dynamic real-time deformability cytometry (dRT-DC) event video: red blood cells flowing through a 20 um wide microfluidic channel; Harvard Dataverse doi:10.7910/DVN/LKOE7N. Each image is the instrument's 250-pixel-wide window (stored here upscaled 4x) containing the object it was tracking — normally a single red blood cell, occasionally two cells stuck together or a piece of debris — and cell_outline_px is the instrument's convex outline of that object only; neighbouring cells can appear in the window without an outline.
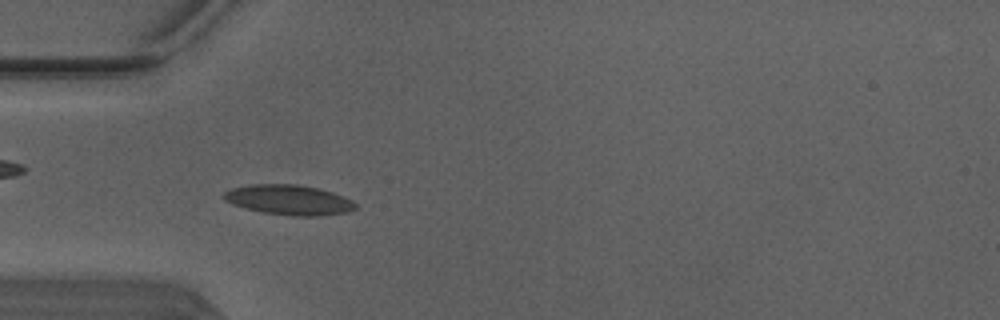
{"species": "Egyptian fruit bat (a non-hibernating species)", "species_latin": "Rousettus aegyptiacus", "temperature_condition": "warm", "stored_images_in_passage": 49, "camera_frame_rate_fps": 3000, "um_per_image_px": 0.085, "animal": {"sex": "male"}, "frame": {"image": 1, "passage_image": 14, "time_ms": 4.333, "image_size_px": [1000, 320], "cell_outline_px": [[356, 208], [348, 212], [320, 216], [292, 216], [264, 212], [244, 208], [232, 204], [224, 200], [220, 196], [224, 192], [232, 188], [248, 184], [296, 184], [320, 188], [332, 192], [352, 200], [356, 204]], "centroid_in_image_um": [24.53, 16.98], "position_along_channel_um": 60.5, "area_um2": 23.24}}
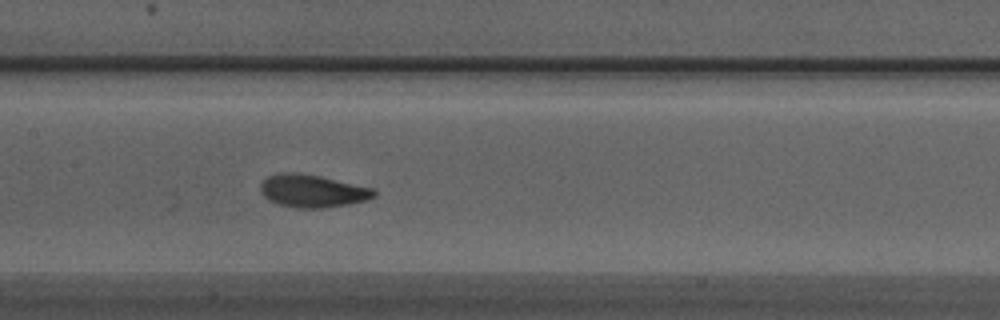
{"frame": {"image": 2, "passage_image": 23, "time_ms": 7.333, "image_size_px": [1000, 320], "cell_outline_px": [[376, 196], [364, 200], [348, 204], [320, 208], [296, 208], [280, 204], [268, 200], [260, 192], [260, 184], [268, 176], [280, 172], [292, 172], [320, 176], [372, 188], [376, 192]], "centroid_in_image_um": [26.52, 16.23], "position_along_channel_um": 180.9, "area_um2": 21.44}}
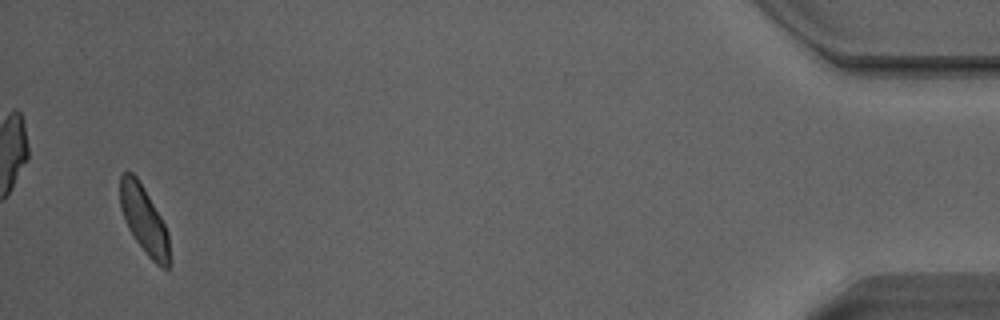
{"frame": {"image": 3, "passage_image": 47, "time_ms": 15.333, "image_size_px": [1000, 320], "cell_outline_px": [[168, 268], [164, 268], [156, 264], [148, 256], [136, 240], [128, 228], [124, 220], [120, 208], [120, 176], [124, 172], [132, 172], [136, 176], [144, 188], [160, 216], [168, 232]], "centroid_in_image_um": [12.2, 18.65], "position_along_channel_um": 423.0, "area_um2": 19.02}, "authors_computed_cell_mechanics": {"area_um2": 20.5768, "velocity_mm_per_s": 4.0953, "shape_relaxation_time_tau1_ms": 2.5247, "shape_relaxation_time_tau2_ms": 1.7979, "deformation_change_tau1": 0.1058, "deformation_change_tau2": 0.0545}}